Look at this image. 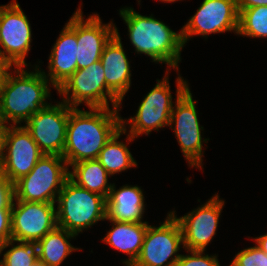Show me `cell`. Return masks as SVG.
Wrapping results in <instances>:
<instances>
[{
  "mask_svg": "<svg viewBox=\"0 0 267 266\" xmlns=\"http://www.w3.org/2000/svg\"><path fill=\"white\" fill-rule=\"evenodd\" d=\"M120 108L71 107L62 157L68 168L79 161L97 159L104 145L122 128Z\"/></svg>",
  "mask_w": 267,
  "mask_h": 266,
  "instance_id": "cell-1",
  "label": "cell"
},
{
  "mask_svg": "<svg viewBox=\"0 0 267 266\" xmlns=\"http://www.w3.org/2000/svg\"><path fill=\"white\" fill-rule=\"evenodd\" d=\"M24 68L13 67L0 91V123L4 126H21L32 114L50 104L47 99L51 95V83L39 65L35 64L31 72Z\"/></svg>",
  "mask_w": 267,
  "mask_h": 266,
  "instance_id": "cell-2",
  "label": "cell"
},
{
  "mask_svg": "<svg viewBox=\"0 0 267 266\" xmlns=\"http://www.w3.org/2000/svg\"><path fill=\"white\" fill-rule=\"evenodd\" d=\"M119 14L126 23L135 53L145 54L152 62L165 63L168 68L179 71L184 48L181 31L175 32L153 15H141L132 7L121 8Z\"/></svg>",
  "mask_w": 267,
  "mask_h": 266,
  "instance_id": "cell-3",
  "label": "cell"
},
{
  "mask_svg": "<svg viewBox=\"0 0 267 266\" xmlns=\"http://www.w3.org/2000/svg\"><path fill=\"white\" fill-rule=\"evenodd\" d=\"M176 102L171 112L170 128L174 131L177 142L189 166L202 170L203 142L207 144L209 138H202L196 102L193 100L188 82L180 76L176 79ZM174 124V125H173Z\"/></svg>",
  "mask_w": 267,
  "mask_h": 266,
  "instance_id": "cell-4",
  "label": "cell"
},
{
  "mask_svg": "<svg viewBox=\"0 0 267 266\" xmlns=\"http://www.w3.org/2000/svg\"><path fill=\"white\" fill-rule=\"evenodd\" d=\"M57 226L75 234L106 220L104 196L77 186L69 178L57 197Z\"/></svg>",
  "mask_w": 267,
  "mask_h": 266,
  "instance_id": "cell-5",
  "label": "cell"
},
{
  "mask_svg": "<svg viewBox=\"0 0 267 266\" xmlns=\"http://www.w3.org/2000/svg\"><path fill=\"white\" fill-rule=\"evenodd\" d=\"M69 168L60 155H44L27 175L14 183V199L26 202L56 203Z\"/></svg>",
  "mask_w": 267,
  "mask_h": 266,
  "instance_id": "cell-6",
  "label": "cell"
},
{
  "mask_svg": "<svg viewBox=\"0 0 267 266\" xmlns=\"http://www.w3.org/2000/svg\"><path fill=\"white\" fill-rule=\"evenodd\" d=\"M62 101L70 107L86 104L89 108H121V102L107 89L105 73L101 61L87 68L76 70L57 89Z\"/></svg>",
  "mask_w": 267,
  "mask_h": 266,
  "instance_id": "cell-7",
  "label": "cell"
},
{
  "mask_svg": "<svg viewBox=\"0 0 267 266\" xmlns=\"http://www.w3.org/2000/svg\"><path fill=\"white\" fill-rule=\"evenodd\" d=\"M169 71L170 69L166 71L162 80H156L157 84L144 97L135 116L128 120L122 118L121 124L128 143L142 134L149 135L152 131H159V128L169 126L174 106L169 84ZM127 124H129L128 129L130 128L128 131Z\"/></svg>",
  "mask_w": 267,
  "mask_h": 266,
  "instance_id": "cell-8",
  "label": "cell"
},
{
  "mask_svg": "<svg viewBox=\"0 0 267 266\" xmlns=\"http://www.w3.org/2000/svg\"><path fill=\"white\" fill-rule=\"evenodd\" d=\"M167 214L158 227L148 225L140 254L131 266H174L179 260L182 230L175 217Z\"/></svg>",
  "mask_w": 267,
  "mask_h": 266,
  "instance_id": "cell-9",
  "label": "cell"
},
{
  "mask_svg": "<svg viewBox=\"0 0 267 266\" xmlns=\"http://www.w3.org/2000/svg\"><path fill=\"white\" fill-rule=\"evenodd\" d=\"M30 21L16 0L0 6V57L12 66H28L25 58L31 49Z\"/></svg>",
  "mask_w": 267,
  "mask_h": 266,
  "instance_id": "cell-10",
  "label": "cell"
},
{
  "mask_svg": "<svg viewBox=\"0 0 267 266\" xmlns=\"http://www.w3.org/2000/svg\"><path fill=\"white\" fill-rule=\"evenodd\" d=\"M44 155L24 126H5L0 173L11 183L30 173Z\"/></svg>",
  "mask_w": 267,
  "mask_h": 266,
  "instance_id": "cell-11",
  "label": "cell"
},
{
  "mask_svg": "<svg viewBox=\"0 0 267 266\" xmlns=\"http://www.w3.org/2000/svg\"><path fill=\"white\" fill-rule=\"evenodd\" d=\"M70 111L63 101L50 103L23 125L45 155H63Z\"/></svg>",
  "mask_w": 267,
  "mask_h": 266,
  "instance_id": "cell-12",
  "label": "cell"
},
{
  "mask_svg": "<svg viewBox=\"0 0 267 266\" xmlns=\"http://www.w3.org/2000/svg\"><path fill=\"white\" fill-rule=\"evenodd\" d=\"M239 12L236 0H203L196 13L181 28L183 44L193 36L207 38L211 33L238 31Z\"/></svg>",
  "mask_w": 267,
  "mask_h": 266,
  "instance_id": "cell-13",
  "label": "cell"
},
{
  "mask_svg": "<svg viewBox=\"0 0 267 266\" xmlns=\"http://www.w3.org/2000/svg\"><path fill=\"white\" fill-rule=\"evenodd\" d=\"M15 202V203H14ZM55 203L26 202L13 199L12 240L36 243L57 227Z\"/></svg>",
  "mask_w": 267,
  "mask_h": 266,
  "instance_id": "cell-14",
  "label": "cell"
},
{
  "mask_svg": "<svg viewBox=\"0 0 267 266\" xmlns=\"http://www.w3.org/2000/svg\"><path fill=\"white\" fill-rule=\"evenodd\" d=\"M221 199L217 193L200 207L179 218L175 215L174 210L170 211L182 230L184 245L181 248L191 251H206V247L216 235L225 204V201Z\"/></svg>",
  "mask_w": 267,
  "mask_h": 266,
  "instance_id": "cell-15",
  "label": "cell"
},
{
  "mask_svg": "<svg viewBox=\"0 0 267 266\" xmlns=\"http://www.w3.org/2000/svg\"><path fill=\"white\" fill-rule=\"evenodd\" d=\"M115 34L112 21L103 24L97 13L85 19L79 6L76 10L77 70L99 61L104 47Z\"/></svg>",
  "mask_w": 267,
  "mask_h": 266,
  "instance_id": "cell-16",
  "label": "cell"
},
{
  "mask_svg": "<svg viewBox=\"0 0 267 266\" xmlns=\"http://www.w3.org/2000/svg\"><path fill=\"white\" fill-rule=\"evenodd\" d=\"M76 11L65 23L59 37L52 46L48 59V73L44 76L57 90L77 70Z\"/></svg>",
  "mask_w": 267,
  "mask_h": 266,
  "instance_id": "cell-17",
  "label": "cell"
},
{
  "mask_svg": "<svg viewBox=\"0 0 267 266\" xmlns=\"http://www.w3.org/2000/svg\"><path fill=\"white\" fill-rule=\"evenodd\" d=\"M116 34L104 47L100 61L103 65L107 89L122 103L131 87V67L122 45L120 33Z\"/></svg>",
  "mask_w": 267,
  "mask_h": 266,
  "instance_id": "cell-18",
  "label": "cell"
},
{
  "mask_svg": "<svg viewBox=\"0 0 267 266\" xmlns=\"http://www.w3.org/2000/svg\"><path fill=\"white\" fill-rule=\"evenodd\" d=\"M143 190L139 186L124 185L116 190L113 183L106 199V220L148 223L143 221L145 212V199Z\"/></svg>",
  "mask_w": 267,
  "mask_h": 266,
  "instance_id": "cell-19",
  "label": "cell"
},
{
  "mask_svg": "<svg viewBox=\"0 0 267 266\" xmlns=\"http://www.w3.org/2000/svg\"><path fill=\"white\" fill-rule=\"evenodd\" d=\"M112 227L102 241L119 252L129 256L122 261L126 266H131L140 254L144 237L149 223H129L108 220Z\"/></svg>",
  "mask_w": 267,
  "mask_h": 266,
  "instance_id": "cell-20",
  "label": "cell"
},
{
  "mask_svg": "<svg viewBox=\"0 0 267 266\" xmlns=\"http://www.w3.org/2000/svg\"><path fill=\"white\" fill-rule=\"evenodd\" d=\"M76 236L57 226L35 243L38 259L45 266H60L73 251L81 250L70 243V239H74Z\"/></svg>",
  "mask_w": 267,
  "mask_h": 266,
  "instance_id": "cell-21",
  "label": "cell"
},
{
  "mask_svg": "<svg viewBox=\"0 0 267 266\" xmlns=\"http://www.w3.org/2000/svg\"><path fill=\"white\" fill-rule=\"evenodd\" d=\"M70 167L72 171L69 169V179L72 182L107 199L112 187L108 183L110 175L98 159L82 160Z\"/></svg>",
  "mask_w": 267,
  "mask_h": 266,
  "instance_id": "cell-22",
  "label": "cell"
},
{
  "mask_svg": "<svg viewBox=\"0 0 267 266\" xmlns=\"http://www.w3.org/2000/svg\"><path fill=\"white\" fill-rule=\"evenodd\" d=\"M124 134V129L118 130L104 145L98 156V161L107 170L110 176L121 173L132 167H137V162L127 147V143L119 141Z\"/></svg>",
  "mask_w": 267,
  "mask_h": 266,
  "instance_id": "cell-23",
  "label": "cell"
},
{
  "mask_svg": "<svg viewBox=\"0 0 267 266\" xmlns=\"http://www.w3.org/2000/svg\"><path fill=\"white\" fill-rule=\"evenodd\" d=\"M239 12L237 35L267 38V6H255Z\"/></svg>",
  "mask_w": 267,
  "mask_h": 266,
  "instance_id": "cell-24",
  "label": "cell"
},
{
  "mask_svg": "<svg viewBox=\"0 0 267 266\" xmlns=\"http://www.w3.org/2000/svg\"><path fill=\"white\" fill-rule=\"evenodd\" d=\"M15 243L17 245H14ZM8 247L10 249L5 251L0 260L1 266H32L38 260L37 247L33 242L8 240L0 246V256Z\"/></svg>",
  "mask_w": 267,
  "mask_h": 266,
  "instance_id": "cell-25",
  "label": "cell"
},
{
  "mask_svg": "<svg viewBox=\"0 0 267 266\" xmlns=\"http://www.w3.org/2000/svg\"><path fill=\"white\" fill-rule=\"evenodd\" d=\"M229 266H267V254L255 244L238 252Z\"/></svg>",
  "mask_w": 267,
  "mask_h": 266,
  "instance_id": "cell-26",
  "label": "cell"
},
{
  "mask_svg": "<svg viewBox=\"0 0 267 266\" xmlns=\"http://www.w3.org/2000/svg\"><path fill=\"white\" fill-rule=\"evenodd\" d=\"M186 251L188 255H181L174 266H220L216 254L209 256L205 251Z\"/></svg>",
  "mask_w": 267,
  "mask_h": 266,
  "instance_id": "cell-27",
  "label": "cell"
},
{
  "mask_svg": "<svg viewBox=\"0 0 267 266\" xmlns=\"http://www.w3.org/2000/svg\"><path fill=\"white\" fill-rule=\"evenodd\" d=\"M14 184L0 173V209H12Z\"/></svg>",
  "mask_w": 267,
  "mask_h": 266,
  "instance_id": "cell-28",
  "label": "cell"
},
{
  "mask_svg": "<svg viewBox=\"0 0 267 266\" xmlns=\"http://www.w3.org/2000/svg\"><path fill=\"white\" fill-rule=\"evenodd\" d=\"M11 212L12 209H0V246L12 240Z\"/></svg>",
  "mask_w": 267,
  "mask_h": 266,
  "instance_id": "cell-29",
  "label": "cell"
},
{
  "mask_svg": "<svg viewBox=\"0 0 267 266\" xmlns=\"http://www.w3.org/2000/svg\"><path fill=\"white\" fill-rule=\"evenodd\" d=\"M238 11L255 6H267V0H236Z\"/></svg>",
  "mask_w": 267,
  "mask_h": 266,
  "instance_id": "cell-30",
  "label": "cell"
},
{
  "mask_svg": "<svg viewBox=\"0 0 267 266\" xmlns=\"http://www.w3.org/2000/svg\"><path fill=\"white\" fill-rule=\"evenodd\" d=\"M12 69V65L0 57V91L4 85L8 72Z\"/></svg>",
  "mask_w": 267,
  "mask_h": 266,
  "instance_id": "cell-31",
  "label": "cell"
},
{
  "mask_svg": "<svg viewBox=\"0 0 267 266\" xmlns=\"http://www.w3.org/2000/svg\"><path fill=\"white\" fill-rule=\"evenodd\" d=\"M253 241H255V244L264 252L267 254V234L261 235L259 237L253 238Z\"/></svg>",
  "mask_w": 267,
  "mask_h": 266,
  "instance_id": "cell-32",
  "label": "cell"
},
{
  "mask_svg": "<svg viewBox=\"0 0 267 266\" xmlns=\"http://www.w3.org/2000/svg\"><path fill=\"white\" fill-rule=\"evenodd\" d=\"M5 130V126L0 123V162H1V158H2V146H3V133Z\"/></svg>",
  "mask_w": 267,
  "mask_h": 266,
  "instance_id": "cell-33",
  "label": "cell"
},
{
  "mask_svg": "<svg viewBox=\"0 0 267 266\" xmlns=\"http://www.w3.org/2000/svg\"><path fill=\"white\" fill-rule=\"evenodd\" d=\"M32 266H45L39 259Z\"/></svg>",
  "mask_w": 267,
  "mask_h": 266,
  "instance_id": "cell-34",
  "label": "cell"
},
{
  "mask_svg": "<svg viewBox=\"0 0 267 266\" xmlns=\"http://www.w3.org/2000/svg\"><path fill=\"white\" fill-rule=\"evenodd\" d=\"M159 1H161V2H166V3H172V2H177L178 0H159ZM179 1H181V0H179Z\"/></svg>",
  "mask_w": 267,
  "mask_h": 266,
  "instance_id": "cell-35",
  "label": "cell"
}]
</instances>
